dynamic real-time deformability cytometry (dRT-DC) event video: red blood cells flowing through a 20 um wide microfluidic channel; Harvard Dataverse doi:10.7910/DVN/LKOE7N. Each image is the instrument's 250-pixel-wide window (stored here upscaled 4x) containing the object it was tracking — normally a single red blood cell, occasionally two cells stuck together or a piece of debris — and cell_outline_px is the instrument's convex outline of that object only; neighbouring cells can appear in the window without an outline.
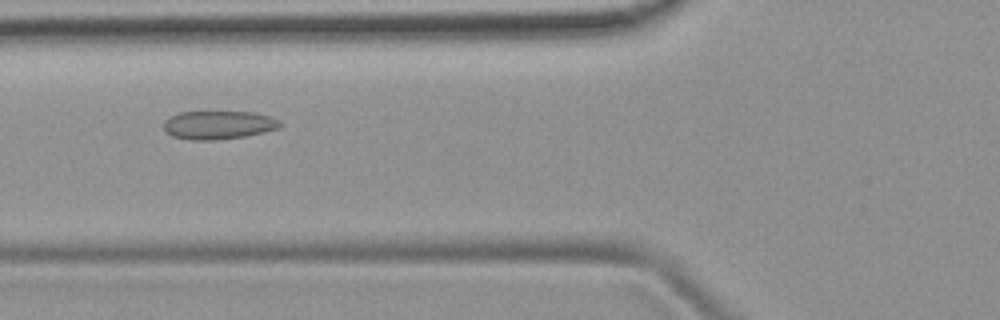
{"species": "common noctule bat (a hibernating species)", "species_latin": "Nyctalus noctula", "temperature_condition": "room temperature", "stored_images_in_passage": 49, "camera_frame_rate_fps": 3000, "um_per_image_px": 0.085, "animal": {"sex": "female", "body_mass_g": 19.9}, "frame": {"image": 1, "passage_image": 18, "time_ms": 5.667, "image_size_px": [1000, 320], "cell_outline_px": [[280, 124], [276, 128], [264, 132], [244, 136], [212, 140], [192, 140], [172, 136], [164, 128], [164, 120], [180, 112], [252, 112], [268, 116], [280, 120]], "centroid_in_image_um": [18.54, 10.62], "position_along_channel_um": 107.3, "area_um2": 18.9}}
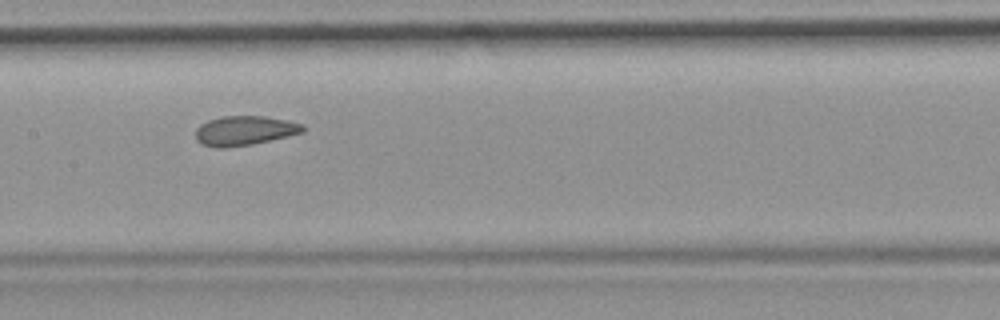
{"frame": {"image": 2, "passage_image": 24, "time_ms": 7.667, "image_size_px": [1000, 320], "cell_outline_px": [[308, 128], [304, 132], [288, 136], [252, 144], [224, 148], [216, 148], [200, 144], [196, 140], [196, 128], [200, 124], [208, 120], [220, 116], [264, 116], [288, 120], [304, 124]], "centroid_in_image_um": [20.8, 11.1], "position_along_channel_um": 186.6, "area_um2": 18.73}}
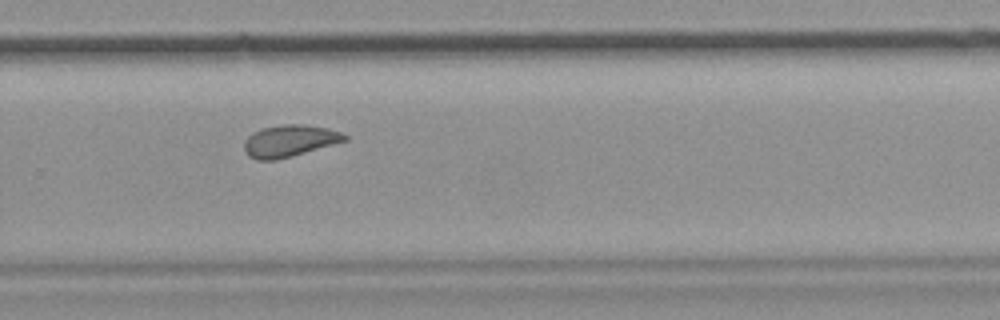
{"frame": {"image": 3, "passage_image": 33, "time_ms": 10.667, "image_size_px": [1000, 320], "cell_outline_px": [[348, 140], [292, 156], [276, 160], [256, 160], [248, 156], [244, 152], [244, 140], [252, 132], [260, 128], [284, 124], [304, 124], [328, 128], [340, 132], [348, 136]], "centroid_in_image_um": [24.58, 11.97], "position_along_channel_um": 305.2, "area_um2": 18.84}, "authors_computed_cell_mechanics": {"area_um2": 19.7098, "velocity_mm_per_s": 3.9668, "shape_relaxation_time_tau1_ms": null, "shape_relaxation_time_tau2_ms": 1.5868, "deformation_change_tau1": null, "deformation_change_tau2": 0.0728}}